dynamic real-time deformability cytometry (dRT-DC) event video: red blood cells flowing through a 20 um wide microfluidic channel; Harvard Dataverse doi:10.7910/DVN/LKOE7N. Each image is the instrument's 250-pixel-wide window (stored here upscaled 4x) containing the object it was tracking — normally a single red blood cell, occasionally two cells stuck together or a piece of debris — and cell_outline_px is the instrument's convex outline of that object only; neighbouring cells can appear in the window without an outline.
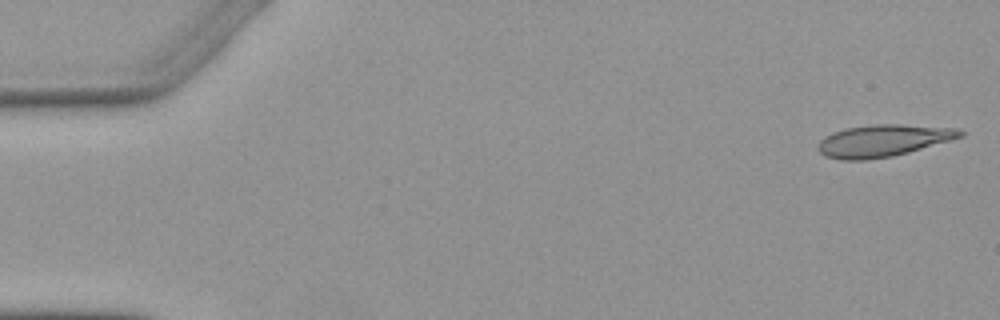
{"species": "Egyptian fruit bat (a non-hibernating species)", "species_latin": "Rousettus aegyptiacus", "temperature_condition": "warm", "stored_images_in_passage": 6, "camera_frame_rate_fps": 3000, "um_per_image_px": 0.085, "animal": {"sex": "female"}, "frame": {"image": 1, "passage_image": 1, "time_ms": 0.0, "image_size_px": [1000, 320], "cell_outline_px": [[964, 136], [908, 152], [892, 156], [868, 160], [840, 160], [824, 156], [816, 148], [820, 140], [824, 136], [832, 132], [848, 128], [872, 124], [900, 124], [956, 128], [964, 132]], "centroid_in_image_um": [75.02, 11.96], "position_along_channel_um": 10.0, "area_um2": 26.53}}
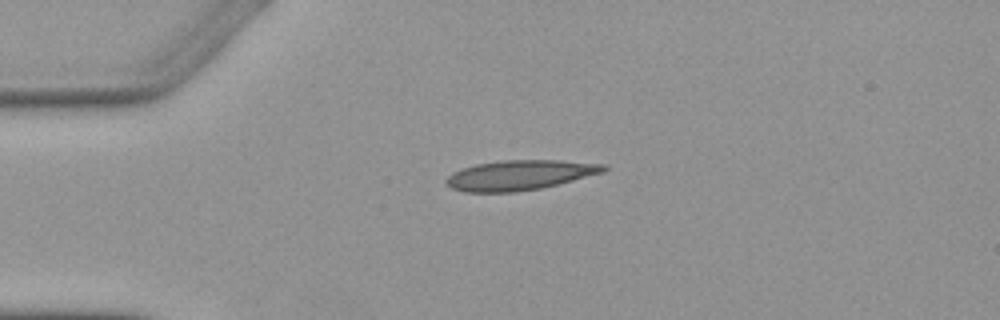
{"frame": {"image": 2, "passage_image": 4, "time_ms": 3.667, "image_size_px": [1000, 320], "cell_outline_px": [[608, 168], [604, 172], [540, 188], [516, 192], [464, 192], [452, 188], [444, 180], [452, 172], [476, 164], [504, 160], [560, 160], [608, 164]], "centroid_in_image_um": [44.19, 14.88], "position_along_channel_um": 40.8, "area_um2": 27.34}}